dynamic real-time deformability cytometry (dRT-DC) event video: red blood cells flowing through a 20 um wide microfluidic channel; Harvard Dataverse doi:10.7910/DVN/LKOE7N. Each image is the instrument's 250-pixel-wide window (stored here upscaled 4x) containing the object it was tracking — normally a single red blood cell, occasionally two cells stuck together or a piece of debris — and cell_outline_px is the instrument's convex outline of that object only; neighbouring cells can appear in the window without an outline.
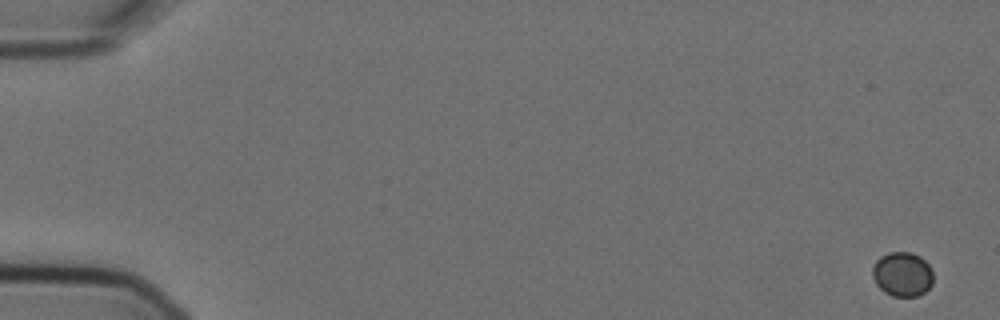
{"species": "Egyptian fruit bat (a non-hibernating species)", "species_latin": "Rousettus aegyptiacus", "temperature_condition": "cold", "stored_images_in_passage": 10, "camera_frame_rate_fps": 3000, "um_per_image_px": 0.085, "animal": {"sex": "female"}, "frame": {"image": 1, "passage_image": 1, "time_ms": 0.0, "image_size_px": [1000, 320], "cell_outline_px": [[932, 284], [924, 292], [916, 296], [892, 296], [884, 292], [876, 284], [872, 276], [872, 268], [876, 260], [880, 256], [888, 252], [912, 252], [920, 256], [928, 264], [932, 272]], "centroid_in_image_um": [76.68, 23.29], "position_along_channel_um": 8.3, "area_um2": 15.78}}